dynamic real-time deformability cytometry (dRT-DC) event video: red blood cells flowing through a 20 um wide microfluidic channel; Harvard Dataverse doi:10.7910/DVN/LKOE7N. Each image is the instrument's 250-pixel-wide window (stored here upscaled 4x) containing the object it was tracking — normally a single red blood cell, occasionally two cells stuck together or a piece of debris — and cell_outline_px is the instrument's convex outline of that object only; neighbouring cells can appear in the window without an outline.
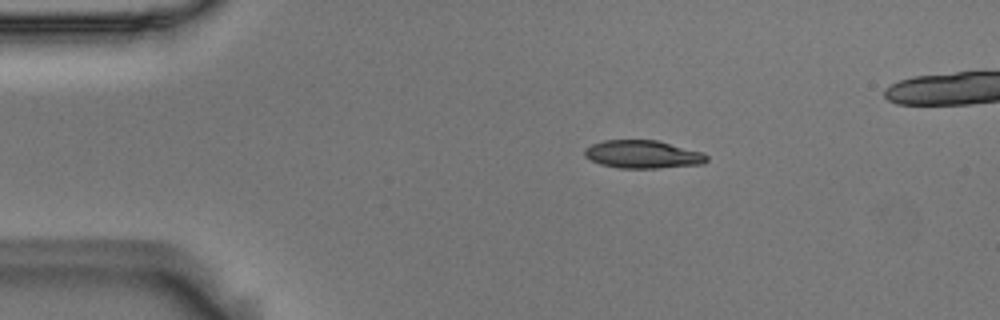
{"species": "Egyptian fruit bat (a non-hibernating species)", "species_latin": "Rousettus aegyptiacus", "temperature_condition": "room temperature", "stored_images_in_passage": 4, "camera_frame_rate_fps": 3000, "um_per_image_px": 0.085, "animal": {"sex": "male"}, "frame": {"image": 1, "passage_image": 2, "time_ms": 0.333, "image_size_px": [1000, 320], "cell_outline_px": [[708, 160], [704, 164], [660, 168], [620, 168], [600, 164], [584, 156], [584, 148], [592, 144], [604, 140], [656, 140], [704, 152], [708, 156]], "centroid_in_image_um": [54.66, 13.12], "position_along_channel_um": 30.3, "area_um2": 20.06}}